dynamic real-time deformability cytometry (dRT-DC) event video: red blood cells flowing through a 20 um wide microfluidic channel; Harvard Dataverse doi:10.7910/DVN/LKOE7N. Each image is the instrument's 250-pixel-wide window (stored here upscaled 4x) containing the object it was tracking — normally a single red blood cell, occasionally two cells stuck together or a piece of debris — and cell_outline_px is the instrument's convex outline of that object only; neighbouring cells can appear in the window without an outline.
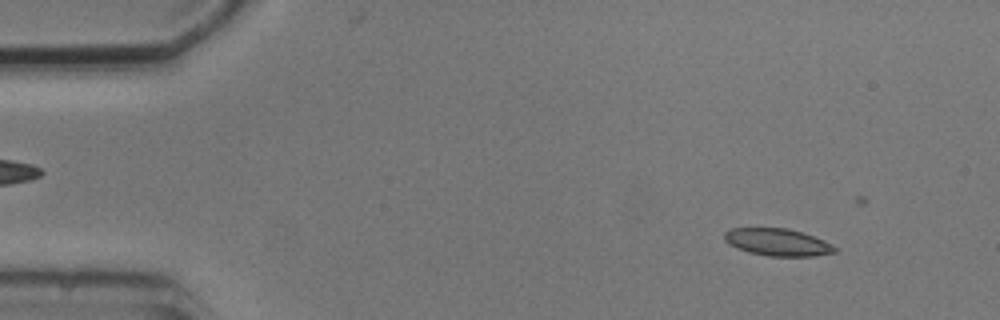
{"species": "common noctule bat (a hibernating species)", "species_latin": "Nyctalus noctula", "temperature_condition": "cold", "stored_images_in_passage": 4, "camera_frame_rate_fps": 3000, "um_per_image_px": 0.085, "animal": {"sex": "male", "body_mass_g": 20.5, "forearm_length_mm": 52.5}, "frame": {"image": 1, "passage_image": 1, "time_ms": 0.0, "image_size_px": [1000, 320], "cell_outline_px": [[840, 248], [836, 252], [816, 256], [768, 256], [748, 252], [736, 248], [728, 244], [724, 240], [724, 232], [732, 228], [788, 228], [824, 240]], "centroid_in_image_um": [66.1, 20.59], "position_along_channel_um": 18.9, "area_um2": 17.69}}